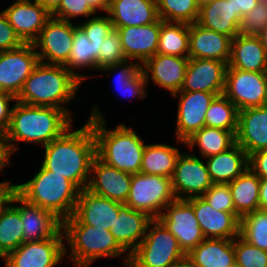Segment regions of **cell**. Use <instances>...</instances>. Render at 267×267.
<instances>
[{
    "label": "cell",
    "instance_id": "f35d334b",
    "mask_svg": "<svg viewBox=\"0 0 267 267\" xmlns=\"http://www.w3.org/2000/svg\"><path fill=\"white\" fill-rule=\"evenodd\" d=\"M205 126L226 131H237V107L224 94L216 96L206 111Z\"/></svg>",
    "mask_w": 267,
    "mask_h": 267
},
{
    "label": "cell",
    "instance_id": "f546056e",
    "mask_svg": "<svg viewBox=\"0 0 267 267\" xmlns=\"http://www.w3.org/2000/svg\"><path fill=\"white\" fill-rule=\"evenodd\" d=\"M196 23L233 39L239 34L241 17L235 13L232 0H215L200 6Z\"/></svg>",
    "mask_w": 267,
    "mask_h": 267
},
{
    "label": "cell",
    "instance_id": "4fadbf2b",
    "mask_svg": "<svg viewBox=\"0 0 267 267\" xmlns=\"http://www.w3.org/2000/svg\"><path fill=\"white\" fill-rule=\"evenodd\" d=\"M39 57L33 43L0 52V91L17 97L34 68Z\"/></svg>",
    "mask_w": 267,
    "mask_h": 267
},
{
    "label": "cell",
    "instance_id": "4316f807",
    "mask_svg": "<svg viewBox=\"0 0 267 267\" xmlns=\"http://www.w3.org/2000/svg\"><path fill=\"white\" fill-rule=\"evenodd\" d=\"M113 28L145 26L159 19L156 0H108Z\"/></svg>",
    "mask_w": 267,
    "mask_h": 267
},
{
    "label": "cell",
    "instance_id": "94428289",
    "mask_svg": "<svg viewBox=\"0 0 267 267\" xmlns=\"http://www.w3.org/2000/svg\"><path fill=\"white\" fill-rule=\"evenodd\" d=\"M215 1V0H197L199 6H202L208 2Z\"/></svg>",
    "mask_w": 267,
    "mask_h": 267
},
{
    "label": "cell",
    "instance_id": "9c48e42d",
    "mask_svg": "<svg viewBox=\"0 0 267 267\" xmlns=\"http://www.w3.org/2000/svg\"><path fill=\"white\" fill-rule=\"evenodd\" d=\"M204 160L194 151L181 152L171 177L176 199L201 197L214 184Z\"/></svg>",
    "mask_w": 267,
    "mask_h": 267
},
{
    "label": "cell",
    "instance_id": "c3c4849f",
    "mask_svg": "<svg viewBox=\"0 0 267 267\" xmlns=\"http://www.w3.org/2000/svg\"><path fill=\"white\" fill-rule=\"evenodd\" d=\"M23 43L24 42L8 22L4 12L0 10V52L18 48Z\"/></svg>",
    "mask_w": 267,
    "mask_h": 267
},
{
    "label": "cell",
    "instance_id": "8fae6325",
    "mask_svg": "<svg viewBox=\"0 0 267 267\" xmlns=\"http://www.w3.org/2000/svg\"><path fill=\"white\" fill-rule=\"evenodd\" d=\"M64 233L61 229L53 238L24 242L3 260V267H56L65 258Z\"/></svg>",
    "mask_w": 267,
    "mask_h": 267
},
{
    "label": "cell",
    "instance_id": "d590c367",
    "mask_svg": "<svg viewBox=\"0 0 267 267\" xmlns=\"http://www.w3.org/2000/svg\"><path fill=\"white\" fill-rule=\"evenodd\" d=\"M65 67L82 83L91 76L78 72L82 69L98 72L95 65V45L90 42L84 30L75 23V33L71 53Z\"/></svg>",
    "mask_w": 267,
    "mask_h": 267
},
{
    "label": "cell",
    "instance_id": "8d00e7d4",
    "mask_svg": "<svg viewBox=\"0 0 267 267\" xmlns=\"http://www.w3.org/2000/svg\"><path fill=\"white\" fill-rule=\"evenodd\" d=\"M19 210L9 201L0 213V257L24 243L23 225Z\"/></svg>",
    "mask_w": 267,
    "mask_h": 267
},
{
    "label": "cell",
    "instance_id": "277c9868",
    "mask_svg": "<svg viewBox=\"0 0 267 267\" xmlns=\"http://www.w3.org/2000/svg\"><path fill=\"white\" fill-rule=\"evenodd\" d=\"M82 82L63 65L39 62L25 80L16 101L32 106H49L64 110L72 119L73 112L67 104L76 99ZM81 99V100H80Z\"/></svg>",
    "mask_w": 267,
    "mask_h": 267
},
{
    "label": "cell",
    "instance_id": "816d5d0a",
    "mask_svg": "<svg viewBox=\"0 0 267 267\" xmlns=\"http://www.w3.org/2000/svg\"><path fill=\"white\" fill-rule=\"evenodd\" d=\"M13 154L15 153L7 139L6 133L0 131V173H3L4 168L12 164L11 156Z\"/></svg>",
    "mask_w": 267,
    "mask_h": 267
},
{
    "label": "cell",
    "instance_id": "484cf974",
    "mask_svg": "<svg viewBox=\"0 0 267 267\" xmlns=\"http://www.w3.org/2000/svg\"><path fill=\"white\" fill-rule=\"evenodd\" d=\"M228 68L267 73V48L261 35L238 34L234 37Z\"/></svg>",
    "mask_w": 267,
    "mask_h": 267
},
{
    "label": "cell",
    "instance_id": "8992f818",
    "mask_svg": "<svg viewBox=\"0 0 267 267\" xmlns=\"http://www.w3.org/2000/svg\"><path fill=\"white\" fill-rule=\"evenodd\" d=\"M34 176L15 184V191L26 201L50 210L62 221L73 215L79 189L63 175L54 174L42 164Z\"/></svg>",
    "mask_w": 267,
    "mask_h": 267
},
{
    "label": "cell",
    "instance_id": "b9f144b4",
    "mask_svg": "<svg viewBox=\"0 0 267 267\" xmlns=\"http://www.w3.org/2000/svg\"><path fill=\"white\" fill-rule=\"evenodd\" d=\"M77 24L84 30L89 41L95 45V65L97 66V58L99 51H101L102 42H105V38L114 29L112 21L105 13L97 14V16L88 18L84 22H77Z\"/></svg>",
    "mask_w": 267,
    "mask_h": 267
},
{
    "label": "cell",
    "instance_id": "6f0895ef",
    "mask_svg": "<svg viewBox=\"0 0 267 267\" xmlns=\"http://www.w3.org/2000/svg\"><path fill=\"white\" fill-rule=\"evenodd\" d=\"M44 9L52 14L60 5L61 0H36Z\"/></svg>",
    "mask_w": 267,
    "mask_h": 267
},
{
    "label": "cell",
    "instance_id": "5bb4252c",
    "mask_svg": "<svg viewBox=\"0 0 267 267\" xmlns=\"http://www.w3.org/2000/svg\"><path fill=\"white\" fill-rule=\"evenodd\" d=\"M218 95L208 92H177L171 96L179 99L174 129L177 145L186 147L185 141L205 126L206 111Z\"/></svg>",
    "mask_w": 267,
    "mask_h": 267
},
{
    "label": "cell",
    "instance_id": "836d02e7",
    "mask_svg": "<svg viewBox=\"0 0 267 267\" xmlns=\"http://www.w3.org/2000/svg\"><path fill=\"white\" fill-rule=\"evenodd\" d=\"M182 151L178 146L164 143H146L140 173L172 177Z\"/></svg>",
    "mask_w": 267,
    "mask_h": 267
},
{
    "label": "cell",
    "instance_id": "2e32d148",
    "mask_svg": "<svg viewBox=\"0 0 267 267\" xmlns=\"http://www.w3.org/2000/svg\"><path fill=\"white\" fill-rule=\"evenodd\" d=\"M121 205L120 202L97 195L85 188L79 190L73 215L62 222H82L110 230L119 215Z\"/></svg>",
    "mask_w": 267,
    "mask_h": 267
},
{
    "label": "cell",
    "instance_id": "d4e9b609",
    "mask_svg": "<svg viewBox=\"0 0 267 267\" xmlns=\"http://www.w3.org/2000/svg\"><path fill=\"white\" fill-rule=\"evenodd\" d=\"M232 38L203 28L199 24H189V58L213 59L229 63Z\"/></svg>",
    "mask_w": 267,
    "mask_h": 267
},
{
    "label": "cell",
    "instance_id": "60d3db41",
    "mask_svg": "<svg viewBox=\"0 0 267 267\" xmlns=\"http://www.w3.org/2000/svg\"><path fill=\"white\" fill-rule=\"evenodd\" d=\"M240 236L267 251V211L256 210L240 219Z\"/></svg>",
    "mask_w": 267,
    "mask_h": 267
},
{
    "label": "cell",
    "instance_id": "11a10c76",
    "mask_svg": "<svg viewBox=\"0 0 267 267\" xmlns=\"http://www.w3.org/2000/svg\"><path fill=\"white\" fill-rule=\"evenodd\" d=\"M259 210L267 211V178H260Z\"/></svg>",
    "mask_w": 267,
    "mask_h": 267
},
{
    "label": "cell",
    "instance_id": "f6af8a7d",
    "mask_svg": "<svg viewBox=\"0 0 267 267\" xmlns=\"http://www.w3.org/2000/svg\"><path fill=\"white\" fill-rule=\"evenodd\" d=\"M267 29V3L259 1L251 12L241 18L239 34L261 35Z\"/></svg>",
    "mask_w": 267,
    "mask_h": 267
},
{
    "label": "cell",
    "instance_id": "d6a6232c",
    "mask_svg": "<svg viewBox=\"0 0 267 267\" xmlns=\"http://www.w3.org/2000/svg\"><path fill=\"white\" fill-rule=\"evenodd\" d=\"M229 184L235 214L241 219L259 210L260 177L249 167Z\"/></svg>",
    "mask_w": 267,
    "mask_h": 267
},
{
    "label": "cell",
    "instance_id": "ac0fdd59",
    "mask_svg": "<svg viewBox=\"0 0 267 267\" xmlns=\"http://www.w3.org/2000/svg\"><path fill=\"white\" fill-rule=\"evenodd\" d=\"M228 64L213 59L189 58L186 74L179 92H208L223 94Z\"/></svg>",
    "mask_w": 267,
    "mask_h": 267
},
{
    "label": "cell",
    "instance_id": "f907efd6",
    "mask_svg": "<svg viewBox=\"0 0 267 267\" xmlns=\"http://www.w3.org/2000/svg\"><path fill=\"white\" fill-rule=\"evenodd\" d=\"M248 167L260 178H267V149L251 154L248 157Z\"/></svg>",
    "mask_w": 267,
    "mask_h": 267
},
{
    "label": "cell",
    "instance_id": "cb8c5ba5",
    "mask_svg": "<svg viewBox=\"0 0 267 267\" xmlns=\"http://www.w3.org/2000/svg\"><path fill=\"white\" fill-rule=\"evenodd\" d=\"M236 143L248 157L267 149V103L238 111Z\"/></svg>",
    "mask_w": 267,
    "mask_h": 267
},
{
    "label": "cell",
    "instance_id": "ba28073f",
    "mask_svg": "<svg viewBox=\"0 0 267 267\" xmlns=\"http://www.w3.org/2000/svg\"><path fill=\"white\" fill-rule=\"evenodd\" d=\"M175 199L170 177L136 173L132 174L125 205L158 219L164 208Z\"/></svg>",
    "mask_w": 267,
    "mask_h": 267
},
{
    "label": "cell",
    "instance_id": "f5cc1de1",
    "mask_svg": "<svg viewBox=\"0 0 267 267\" xmlns=\"http://www.w3.org/2000/svg\"><path fill=\"white\" fill-rule=\"evenodd\" d=\"M15 192V184L10 180L0 182V213L2 209L8 204L12 194Z\"/></svg>",
    "mask_w": 267,
    "mask_h": 267
},
{
    "label": "cell",
    "instance_id": "7dc6e473",
    "mask_svg": "<svg viewBox=\"0 0 267 267\" xmlns=\"http://www.w3.org/2000/svg\"><path fill=\"white\" fill-rule=\"evenodd\" d=\"M202 197L215 210L223 212H235L232 193L229 184H213Z\"/></svg>",
    "mask_w": 267,
    "mask_h": 267
},
{
    "label": "cell",
    "instance_id": "9f6ffc18",
    "mask_svg": "<svg viewBox=\"0 0 267 267\" xmlns=\"http://www.w3.org/2000/svg\"><path fill=\"white\" fill-rule=\"evenodd\" d=\"M86 2L97 14L100 12L104 14L108 10V0H86Z\"/></svg>",
    "mask_w": 267,
    "mask_h": 267
},
{
    "label": "cell",
    "instance_id": "6da1fadb",
    "mask_svg": "<svg viewBox=\"0 0 267 267\" xmlns=\"http://www.w3.org/2000/svg\"><path fill=\"white\" fill-rule=\"evenodd\" d=\"M73 126L43 146L41 164L54 174L63 175L82 190L87 188L89 183L91 164L96 156V142L87 120L78 129Z\"/></svg>",
    "mask_w": 267,
    "mask_h": 267
},
{
    "label": "cell",
    "instance_id": "9a60e30c",
    "mask_svg": "<svg viewBox=\"0 0 267 267\" xmlns=\"http://www.w3.org/2000/svg\"><path fill=\"white\" fill-rule=\"evenodd\" d=\"M158 219L176 237L186 255L205 239L193 206L186 199L169 203Z\"/></svg>",
    "mask_w": 267,
    "mask_h": 267
},
{
    "label": "cell",
    "instance_id": "db71d44e",
    "mask_svg": "<svg viewBox=\"0 0 267 267\" xmlns=\"http://www.w3.org/2000/svg\"><path fill=\"white\" fill-rule=\"evenodd\" d=\"M235 13L241 18L256 7L259 0H232Z\"/></svg>",
    "mask_w": 267,
    "mask_h": 267
},
{
    "label": "cell",
    "instance_id": "44dd1931",
    "mask_svg": "<svg viewBox=\"0 0 267 267\" xmlns=\"http://www.w3.org/2000/svg\"><path fill=\"white\" fill-rule=\"evenodd\" d=\"M132 174L112 167L97 156L91 164L87 189L108 199L126 203L129 196Z\"/></svg>",
    "mask_w": 267,
    "mask_h": 267
},
{
    "label": "cell",
    "instance_id": "ab89813d",
    "mask_svg": "<svg viewBox=\"0 0 267 267\" xmlns=\"http://www.w3.org/2000/svg\"><path fill=\"white\" fill-rule=\"evenodd\" d=\"M158 16L166 22L195 23L199 15L197 0H156Z\"/></svg>",
    "mask_w": 267,
    "mask_h": 267
},
{
    "label": "cell",
    "instance_id": "f1b7e54d",
    "mask_svg": "<svg viewBox=\"0 0 267 267\" xmlns=\"http://www.w3.org/2000/svg\"><path fill=\"white\" fill-rule=\"evenodd\" d=\"M101 74H93L92 77L97 76H112L114 75L113 81L115 82L114 90L118 92V95L132 101L133 98L145 99L148 93V86L145 75L142 71L141 66L135 61H126L123 63L106 66L98 71ZM104 73V74H103ZM114 73V74H113ZM147 87V88H146Z\"/></svg>",
    "mask_w": 267,
    "mask_h": 267
},
{
    "label": "cell",
    "instance_id": "ee69618b",
    "mask_svg": "<svg viewBox=\"0 0 267 267\" xmlns=\"http://www.w3.org/2000/svg\"><path fill=\"white\" fill-rule=\"evenodd\" d=\"M104 41L97 58L98 71L106 66L128 61L121 46V38L117 29H113Z\"/></svg>",
    "mask_w": 267,
    "mask_h": 267
},
{
    "label": "cell",
    "instance_id": "30bf717a",
    "mask_svg": "<svg viewBox=\"0 0 267 267\" xmlns=\"http://www.w3.org/2000/svg\"><path fill=\"white\" fill-rule=\"evenodd\" d=\"M74 33V22L51 17L33 42L39 61L65 66L71 53Z\"/></svg>",
    "mask_w": 267,
    "mask_h": 267
},
{
    "label": "cell",
    "instance_id": "52a82bcc",
    "mask_svg": "<svg viewBox=\"0 0 267 267\" xmlns=\"http://www.w3.org/2000/svg\"><path fill=\"white\" fill-rule=\"evenodd\" d=\"M184 256L176 237L159 219H153L142 242L130 254L128 267H168Z\"/></svg>",
    "mask_w": 267,
    "mask_h": 267
},
{
    "label": "cell",
    "instance_id": "5b68a950",
    "mask_svg": "<svg viewBox=\"0 0 267 267\" xmlns=\"http://www.w3.org/2000/svg\"><path fill=\"white\" fill-rule=\"evenodd\" d=\"M62 230L66 240L65 261L69 259L74 267H91L102 258H122V267L129 265L130 254L109 230L82 222H62Z\"/></svg>",
    "mask_w": 267,
    "mask_h": 267
},
{
    "label": "cell",
    "instance_id": "3957f363",
    "mask_svg": "<svg viewBox=\"0 0 267 267\" xmlns=\"http://www.w3.org/2000/svg\"><path fill=\"white\" fill-rule=\"evenodd\" d=\"M6 136L14 153L19 143L46 146L73 125L64 110L49 106H32L16 101L12 104Z\"/></svg>",
    "mask_w": 267,
    "mask_h": 267
},
{
    "label": "cell",
    "instance_id": "ffe728a7",
    "mask_svg": "<svg viewBox=\"0 0 267 267\" xmlns=\"http://www.w3.org/2000/svg\"><path fill=\"white\" fill-rule=\"evenodd\" d=\"M189 57L155 54L142 66L146 82L163 88L170 96L181 90Z\"/></svg>",
    "mask_w": 267,
    "mask_h": 267
},
{
    "label": "cell",
    "instance_id": "7402d4cb",
    "mask_svg": "<svg viewBox=\"0 0 267 267\" xmlns=\"http://www.w3.org/2000/svg\"><path fill=\"white\" fill-rule=\"evenodd\" d=\"M186 200L193 206L205 238L234 239L240 235V218L235 212L215 210L202 196Z\"/></svg>",
    "mask_w": 267,
    "mask_h": 267
},
{
    "label": "cell",
    "instance_id": "680465c9",
    "mask_svg": "<svg viewBox=\"0 0 267 267\" xmlns=\"http://www.w3.org/2000/svg\"><path fill=\"white\" fill-rule=\"evenodd\" d=\"M168 267H196V266L186 255L182 259L174 262L172 265Z\"/></svg>",
    "mask_w": 267,
    "mask_h": 267
},
{
    "label": "cell",
    "instance_id": "7c38bea8",
    "mask_svg": "<svg viewBox=\"0 0 267 267\" xmlns=\"http://www.w3.org/2000/svg\"><path fill=\"white\" fill-rule=\"evenodd\" d=\"M238 111L267 103V73L227 68L223 93Z\"/></svg>",
    "mask_w": 267,
    "mask_h": 267
},
{
    "label": "cell",
    "instance_id": "e575fe53",
    "mask_svg": "<svg viewBox=\"0 0 267 267\" xmlns=\"http://www.w3.org/2000/svg\"><path fill=\"white\" fill-rule=\"evenodd\" d=\"M236 133L204 126L185 141V146L190 151L198 148L199 156L205 159L232 147L236 143Z\"/></svg>",
    "mask_w": 267,
    "mask_h": 267
},
{
    "label": "cell",
    "instance_id": "e0dca14e",
    "mask_svg": "<svg viewBox=\"0 0 267 267\" xmlns=\"http://www.w3.org/2000/svg\"><path fill=\"white\" fill-rule=\"evenodd\" d=\"M10 202L20 212L24 242L53 238L62 229V220L53 212L26 201L16 191Z\"/></svg>",
    "mask_w": 267,
    "mask_h": 267
},
{
    "label": "cell",
    "instance_id": "7a4b0ae2",
    "mask_svg": "<svg viewBox=\"0 0 267 267\" xmlns=\"http://www.w3.org/2000/svg\"><path fill=\"white\" fill-rule=\"evenodd\" d=\"M88 122L96 142V156L106 164L131 174L140 173L141 161L145 150L143 140L132 126L120 122L108 129L105 115L95 104L91 108Z\"/></svg>",
    "mask_w": 267,
    "mask_h": 267
},
{
    "label": "cell",
    "instance_id": "4dcf8cb0",
    "mask_svg": "<svg viewBox=\"0 0 267 267\" xmlns=\"http://www.w3.org/2000/svg\"><path fill=\"white\" fill-rule=\"evenodd\" d=\"M205 159L214 184H228L248 168V155L237 143L228 150Z\"/></svg>",
    "mask_w": 267,
    "mask_h": 267
},
{
    "label": "cell",
    "instance_id": "d6986e66",
    "mask_svg": "<svg viewBox=\"0 0 267 267\" xmlns=\"http://www.w3.org/2000/svg\"><path fill=\"white\" fill-rule=\"evenodd\" d=\"M2 11L24 43H33L52 17L36 0H14Z\"/></svg>",
    "mask_w": 267,
    "mask_h": 267
},
{
    "label": "cell",
    "instance_id": "7bdbcfd3",
    "mask_svg": "<svg viewBox=\"0 0 267 267\" xmlns=\"http://www.w3.org/2000/svg\"><path fill=\"white\" fill-rule=\"evenodd\" d=\"M234 251L238 267H267V251L251 245L240 235L234 238Z\"/></svg>",
    "mask_w": 267,
    "mask_h": 267
},
{
    "label": "cell",
    "instance_id": "681fc988",
    "mask_svg": "<svg viewBox=\"0 0 267 267\" xmlns=\"http://www.w3.org/2000/svg\"><path fill=\"white\" fill-rule=\"evenodd\" d=\"M16 102V97L7 92L0 91V131L6 132L11 120L13 107L10 105Z\"/></svg>",
    "mask_w": 267,
    "mask_h": 267
},
{
    "label": "cell",
    "instance_id": "603a6c76",
    "mask_svg": "<svg viewBox=\"0 0 267 267\" xmlns=\"http://www.w3.org/2000/svg\"><path fill=\"white\" fill-rule=\"evenodd\" d=\"M162 20L145 26H129L117 29L121 46L129 61L142 66L148 59L157 54Z\"/></svg>",
    "mask_w": 267,
    "mask_h": 267
},
{
    "label": "cell",
    "instance_id": "83f0119b",
    "mask_svg": "<svg viewBox=\"0 0 267 267\" xmlns=\"http://www.w3.org/2000/svg\"><path fill=\"white\" fill-rule=\"evenodd\" d=\"M153 220L148 214L122 204L114 225L109 230L117 242L131 254L142 242L149 223Z\"/></svg>",
    "mask_w": 267,
    "mask_h": 267
},
{
    "label": "cell",
    "instance_id": "91938a15",
    "mask_svg": "<svg viewBox=\"0 0 267 267\" xmlns=\"http://www.w3.org/2000/svg\"><path fill=\"white\" fill-rule=\"evenodd\" d=\"M261 37H262L264 44L267 48V29L261 34Z\"/></svg>",
    "mask_w": 267,
    "mask_h": 267
},
{
    "label": "cell",
    "instance_id": "1f68e13d",
    "mask_svg": "<svg viewBox=\"0 0 267 267\" xmlns=\"http://www.w3.org/2000/svg\"><path fill=\"white\" fill-rule=\"evenodd\" d=\"M187 257L196 267H232L236 264L234 239L205 238Z\"/></svg>",
    "mask_w": 267,
    "mask_h": 267
},
{
    "label": "cell",
    "instance_id": "74e56055",
    "mask_svg": "<svg viewBox=\"0 0 267 267\" xmlns=\"http://www.w3.org/2000/svg\"><path fill=\"white\" fill-rule=\"evenodd\" d=\"M157 53L189 57V24L162 20Z\"/></svg>",
    "mask_w": 267,
    "mask_h": 267
},
{
    "label": "cell",
    "instance_id": "bcb514c9",
    "mask_svg": "<svg viewBox=\"0 0 267 267\" xmlns=\"http://www.w3.org/2000/svg\"><path fill=\"white\" fill-rule=\"evenodd\" d=\"M97 13L89 6L86 0H61L59 7L51 14L52 17L73 22L80 19L94 17ZM79 17V18H78Z\"/></svg>",
    "mask_w": 267,
    "mask_h": 267
}]
</instances>
